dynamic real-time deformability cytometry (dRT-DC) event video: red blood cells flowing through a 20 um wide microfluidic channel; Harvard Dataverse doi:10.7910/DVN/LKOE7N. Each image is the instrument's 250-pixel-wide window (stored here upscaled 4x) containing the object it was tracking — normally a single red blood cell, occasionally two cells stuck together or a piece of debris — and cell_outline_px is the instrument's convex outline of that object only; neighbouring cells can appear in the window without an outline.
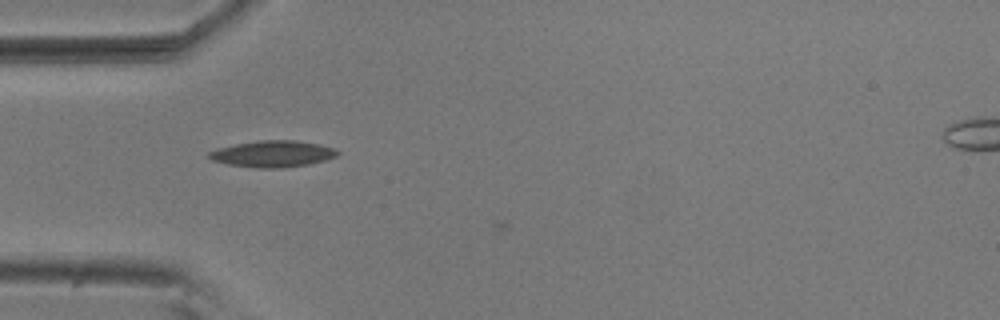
{"species": "common noctule bat (a hibernating species)", "species_latin": "Nyctalus noctula", "temperature_condition": "room temperature", "stored_images_in_passage": 42, "camera_frame_rate_fps": 3000, "um_per_image_px": 0.085, "animal": {"sex": "male", "body_mass_g": 20.5, "forearm_length_mm": 52.5}, "frame": {"image": 1, "passage_image": 4, "time_ms": 1.0, "image_size_px": [1000, 320], "cell_outline_px": [[340, 152], [336, 156], [324, 160], [308, 164], [280, 168], [256, 168], [228, 164], [212, 160], [208, 156], [208, 152], [220, 148], [236, 144], [260, 140], [296, 140], [336, 148]], "centroid_in_image_um": [23.19, 13.08], "position_along_channel_um": 61.8, "area_um2": 19.59}}
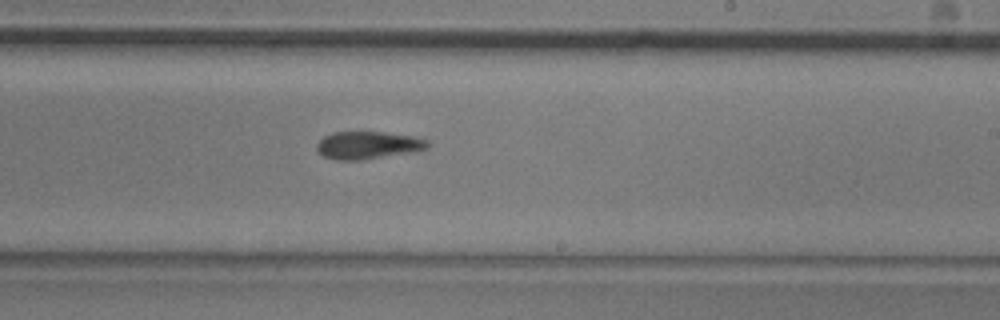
{"frame": {"image": 2, "passage_image": 20, "time_ms": 6.333, "image_size_px": [1000, 320], "cell_outline_px": [[432, 144], [428, 148], [416, 152], [360, 160], [336, 160], [324, 156], [316, 148], [316, 144], [324, 136], [332, 132], [384, 132], [416, 136], [428, 140]], "centroid_in_image_um": [31.35, 12.34], "position_along_channel_um": 257.7, "area_um2": 18.09}}
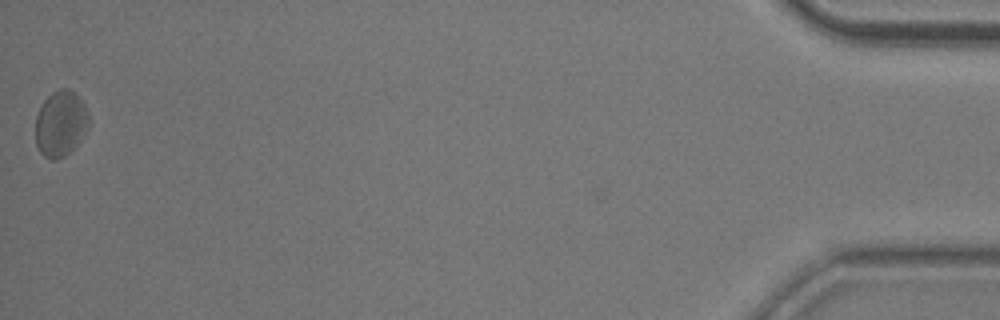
{"frame": {"image": 3, "passage_image": 42, "time_ms": 13.667, "image_size_px": [1000, 320], "cell_outline_px": [[92, 124], [80, 140], [64, 156], [56, 160], [52, 160], [44, 156], [40, 152], [36, 144], [36, 116], [44, 100], [52, 92], [60, 88], [68, 88], [76, 92], [84, 104]], "centroid_in_image_um": [5.18, 10.48], "position_along_channel_um": 430.0, "area_um2": 20.63}, "authors_computed_cell_mechanics": {"area_um2": 18.4671, "velocity_mm_per_s": 3.6943, "shape_relaxation_time_tau1_ms": 6.0316, "shape_relaxation_time_tau2_ms": 7.9792, "deformation_change_tau1": 0.1301, "deformation_change_tau2": 0.1538}}